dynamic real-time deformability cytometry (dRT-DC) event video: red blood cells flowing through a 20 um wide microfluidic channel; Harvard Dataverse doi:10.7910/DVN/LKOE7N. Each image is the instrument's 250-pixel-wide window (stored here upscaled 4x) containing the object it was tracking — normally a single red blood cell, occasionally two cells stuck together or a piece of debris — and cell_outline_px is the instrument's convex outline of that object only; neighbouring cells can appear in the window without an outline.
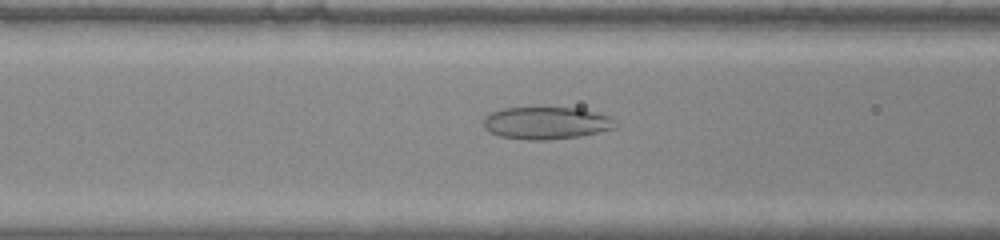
{"species": "common noctule bat (a hibernating species)", "species_latin": "Nyctalus noctula", "temperature_condition": "warm", "stored_images_in_passage": 41, "camera_frame_rate_fps": 3000, "um_per_image_px": 0.085, "animal": {"sex": "male", "body_mass_g": 20.0, "forearm_length_mm": 53.3}, "frame": {"image": 1, "passage_image": 14, "time_ms": 4.333, "image_size_px": [1000, 240], "cell_outline_px": [[616, 128], [580, 136], [544, 140], [528, 140], [496, 136], [488, 132], [484, 128], [484, 120], [492, 112], [504, 108], [580, 108], [596, 112], [608, 116], [612, 120]], "centroid_in_image_um": [46.4, 10.47], "position_along_channel_um": 120.2, "area_um2": 24.68}}
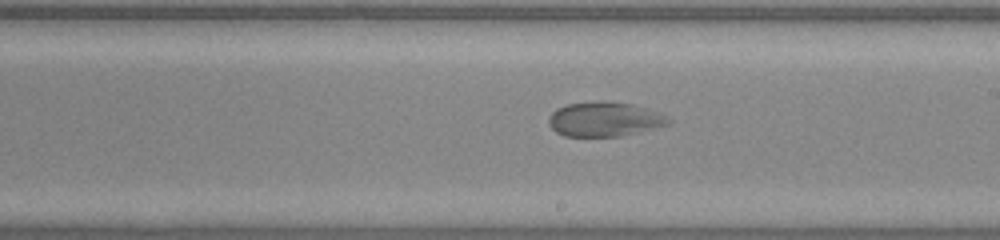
{"frame": {"image": 2, "passage_image": 22, "time_ms": 7.0, "image_size_px": [1000, 240], "cell_outline_px": [[672, 120], [668, 124], [620, 136], [564, 136], [556, 132], [548, 124], [548, 120], [552, 112], [556, 108], [568, 104], [608, 100], [632, 104], [660, 112]], "centroid_in_image_um": [51.36, 10.12], "position_along_channel_um": 237.6, "area_um2": 23.99}}
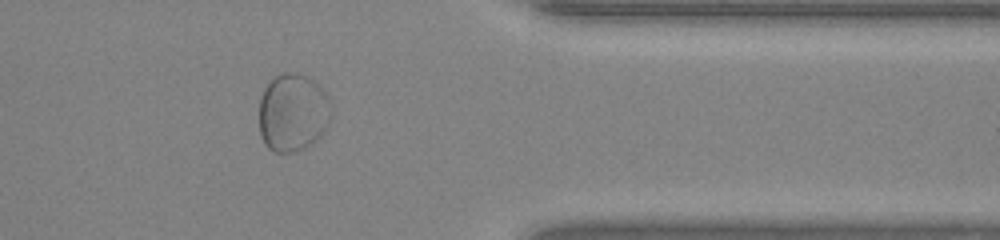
{"frame": {"image": 3, "passage_image": 33, "time_ms": 10.667, "image_size_px": [1000, 240], "cell_outline_px": [[332, 116], [328, 124], [320, 136], [316, 140], [304, 148], [288, 152], [272, 152], [264, 144], [260, 136], [260, 96], [264, 88], [272, 76], [284, 72], [296, 72], [308, 76], [320, 84], [328, 96]], "centroid_in_image_um": [24.89, 9.53], "position_along_channel_um": 386.5, "area_um2": 33.29}}